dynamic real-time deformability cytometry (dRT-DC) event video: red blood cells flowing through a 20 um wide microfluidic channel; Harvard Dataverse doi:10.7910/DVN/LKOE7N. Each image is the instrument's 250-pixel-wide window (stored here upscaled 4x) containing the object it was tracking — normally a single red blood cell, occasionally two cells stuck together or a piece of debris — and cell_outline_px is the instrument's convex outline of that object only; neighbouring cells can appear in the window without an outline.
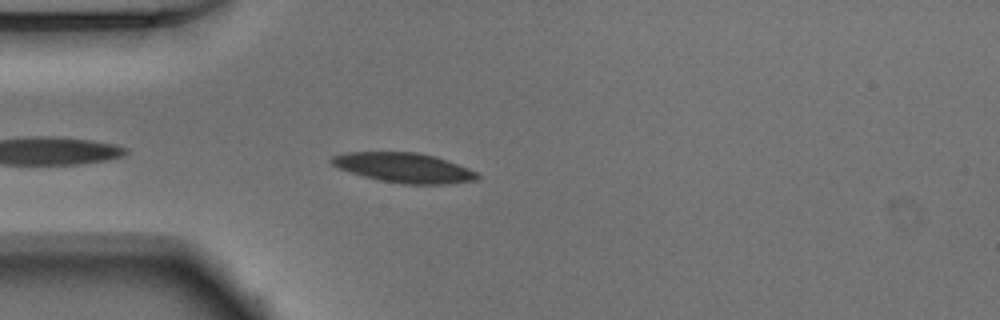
{"species": "Egyptian fruit bat (a non-hibernating species)", "species_latin": "Rousettus aegyptiacus", "temperature_condition": "warm", "stored_images_in_passage": 27, "camera_frame_rate_fps": 3000, "um_per_image_px": 0.085, "animal": {"sex": "male"}, "frame": {"image": 1, "passage_image": 3, "time_ms": 0.667, "image_size_px": [1000, 320], "cell_outline_px": [[480, 176], [476, 180], [444, 184], [404, 184], [380, 180], [364, 176], [340, 168], [332, 164], [328, 160], [332, 156], [344, 152], [416, 152], [436, 156], [468, 168], [476, 172]], "centroid_in_image_um": [34.33, 14.25], "position_along_channel_um": 50.7, "area_um2": 25.09}}
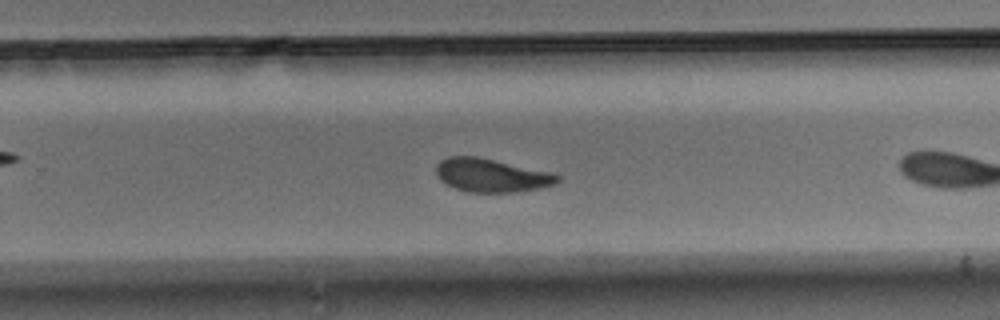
{"frame": {"image": 2, "passage_image": 19, "time_ms": 6.0, "image_size_px": [1000, 320], "cell_outline_px": [[560, 180], [556, 184], [540, 188], [516, 192], [468, 192], [456, 188], [440, 180], [436, 176], [436, 164], [440, 160], [448, 156], [476, 156], [556, 172], [560, 176]], "centroid_in_image_um": [41.81, 14.89], "position_along_channel_um": 288.0, "area_um2": 23.99}}
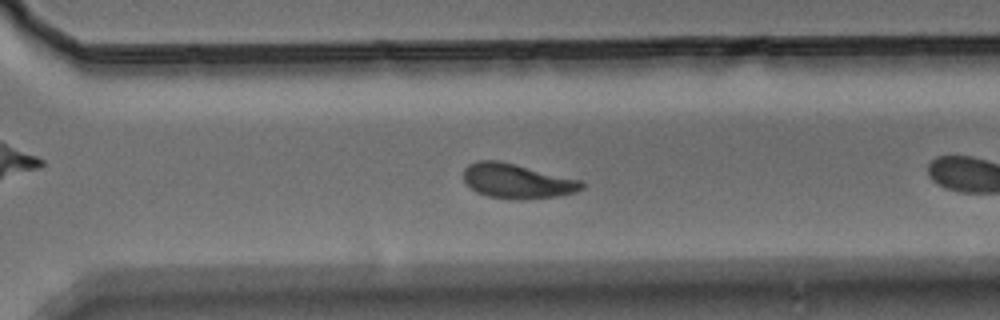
{"frame": {"image": 3, "passage_image": 22, "time_ms": 7.0, "image_size_px": [1000, 320], "cell_outline_px": [[584, 188], [576, 192], [560, 196], [520, 200], [516, 200], [488, 196], [476, 192], [464, 180], [464, 168], [468, 164], [476, 160], [496, 160], [580, 180], [584, 184]], "centroid_in_image_um": [43.94, 15.4], "position_along_channel_um": 326.7, "area_um2": 23.7}}